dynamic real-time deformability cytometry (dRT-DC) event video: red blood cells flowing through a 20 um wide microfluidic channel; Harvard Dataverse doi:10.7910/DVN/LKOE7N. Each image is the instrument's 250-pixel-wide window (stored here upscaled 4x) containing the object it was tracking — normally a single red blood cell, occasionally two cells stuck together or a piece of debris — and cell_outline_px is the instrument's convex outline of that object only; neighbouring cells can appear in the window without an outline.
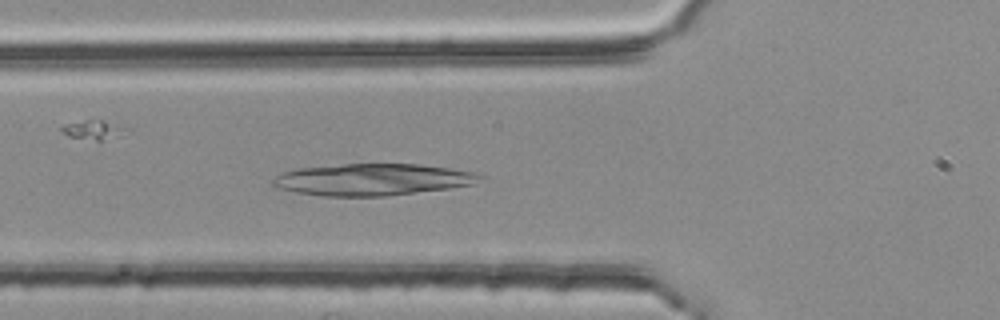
{"species": "common noctule bat (a hibernating species)", "species_latin": "Nyctalus noctula", "temperature_condition": "room temperature", "stored_images_in_passage": 48, "camera_frame_rate_fps": 3000, "um_per_image_px": 0.085, "animal": {"sex": "female", "body_mass_g": 25.1}, "frame": {"image": 1, "passage_image": 19, "time_ms": 6.0, "image_size_px": [1000, 320], "cell_outline_px": [[484, 176], [476, 184], [448, 188], [384, 196], [324, 196], [296, 192], [272, 188], [268, 180], [284, 172], [296, 168], [344, 164], [420, 164], [448, 168], [472, 172]], "centroid_in_image_um": [31.57, 15.26], "position_along_channel_um": 94.2, "area_um2": 38.44}}
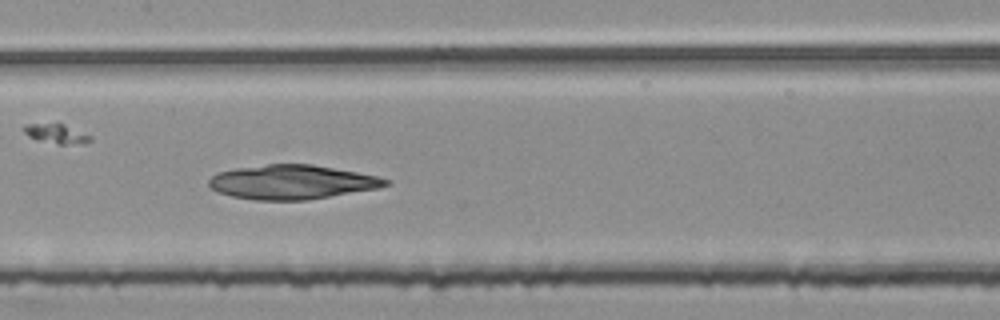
{"frame": {"image": 2, "passage_image": 26, "time_ms": 8.333, "image_size_px": [1000, 320], "cell_outline_px": [[392, 184], [380, 188], [304, 200], [256, 200], [232, 196], [216, 192], [208, 184], [208, 180], [216, 172], [236, 168], [268, 164], [312, 164], [356, 172], [376, 176], [392, 180]], "centroid_in_image_um": [24.82, 15.47], "position_along_channel_um": 182.6, "area_um2": 35.26}}
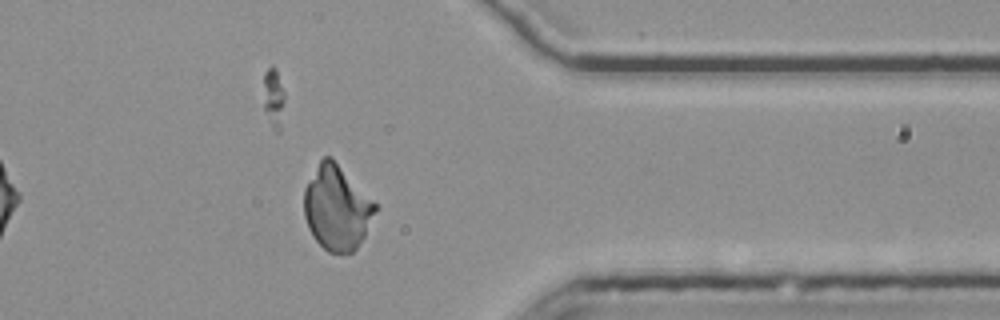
{"frame": {"image": 3, "passage_image": 43, "time_ms": 14.0, "image_size_px": [1000, 320], "cell_outline_px": [[380, 204], [364, 236], [356, 248], [352, 252], [340, 256], [328, 252], [312, 236], [308, 228], [304, 216], [304, 188], [320, 160], [324, 156], [332, 156]], "centroid_in_image_um": [28.67, 17.66], "position_along_channel_um": 382.7, "area_um2": 35.89}}